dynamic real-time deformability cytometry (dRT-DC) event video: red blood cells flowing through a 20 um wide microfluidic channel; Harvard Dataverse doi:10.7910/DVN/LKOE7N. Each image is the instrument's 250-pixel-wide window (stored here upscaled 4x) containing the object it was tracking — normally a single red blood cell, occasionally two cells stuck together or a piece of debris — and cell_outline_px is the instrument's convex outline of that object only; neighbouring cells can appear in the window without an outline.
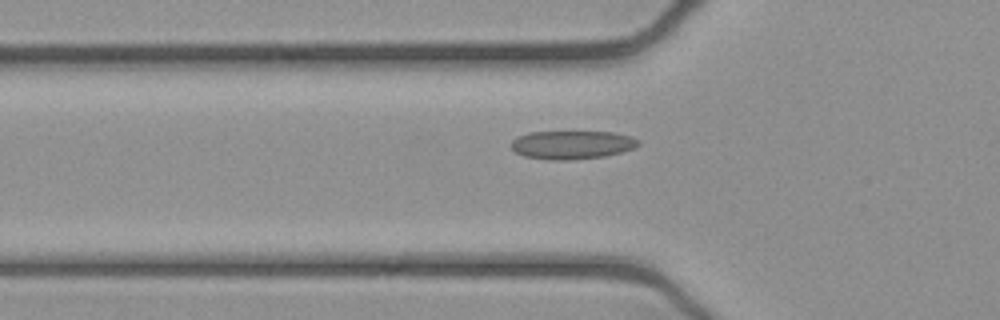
{"species": "common noctule bat (a hibernating species)", "species_latin": "Nyctalus noctula", "temperature_condition": "cold", "stored_images_in_passage": 42, "camera_frame_rate_fps": 3000, "um_per_image_px": 0.085, "animal": {"sex": "female", "body_mass_g": 21.9}, "frame": {"image": 1, "passage_image": 13, "time_ms": 4.0, "image_size_px": [1000, 320], "cell_outline_px": [[640, 144], [636, 148], [604, 156], [568, 160], [548, 160], [524, 156], [516, 152], [512, 148], [512, 140], [516, 136], [528, 132], [616, 132], [632, 136], [640, 140]], "centroid_in_image_um": [48.64, 12.3], "position_along_channel_um": 77.2, "area_um2": 21.21}}
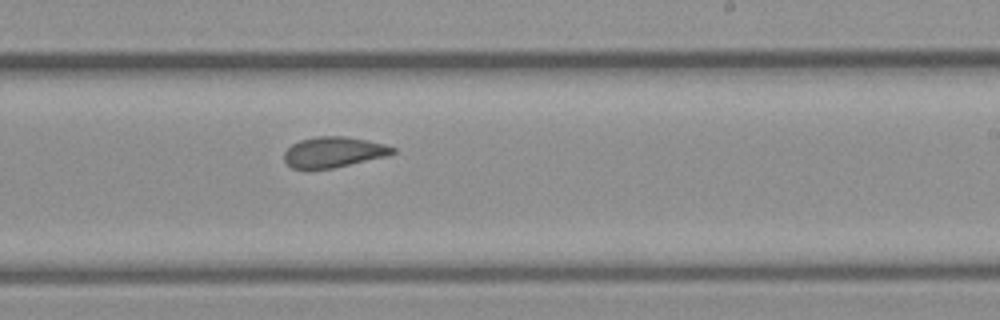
{"frame": {"image": 2, "passage_image": 27, "time_ms": 8.667, "image_size_px": [1000, 320], "cell_outline_px": [[396, 152], [388, 156], [332, 168], [292, 168], [284, 160], [284, 152], [292, 144], [300, 140], [316, 136], [344, 136], [368, 140], [384, 144], [396, 148]], "centroid_in_image_um": [28.38, 12.91], "position_along_channel_um": 260.6, "area_um2": 19.25}}
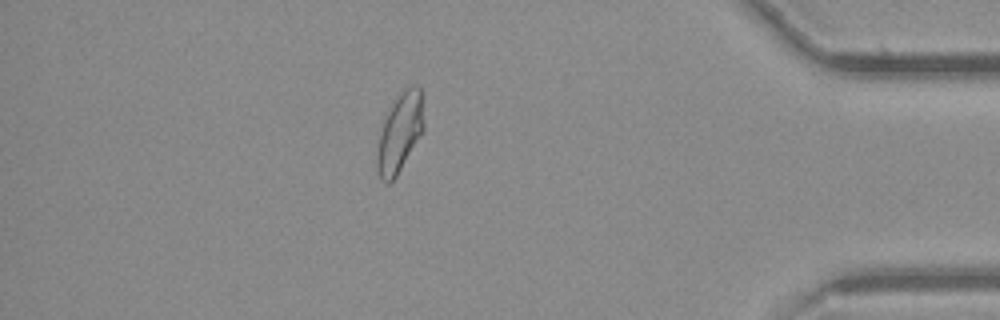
{"frame": {"image": 3, "passage_image": 41, "time_ms": 13.333, "image_size_px": [1000, 320], "cell_outline_px": [[424, 132], [396, 176], [388, 184], [380, 180], [376, 168], [376, 156], [380, 128], [384, 112], [400, 92], [404, 88], [416, 84], [420, 88], [424, 96]], "centroid_in_image_um": [33.99, 11.22], "position_along_channel_um": 401.2, "area_um2": 22.54}}